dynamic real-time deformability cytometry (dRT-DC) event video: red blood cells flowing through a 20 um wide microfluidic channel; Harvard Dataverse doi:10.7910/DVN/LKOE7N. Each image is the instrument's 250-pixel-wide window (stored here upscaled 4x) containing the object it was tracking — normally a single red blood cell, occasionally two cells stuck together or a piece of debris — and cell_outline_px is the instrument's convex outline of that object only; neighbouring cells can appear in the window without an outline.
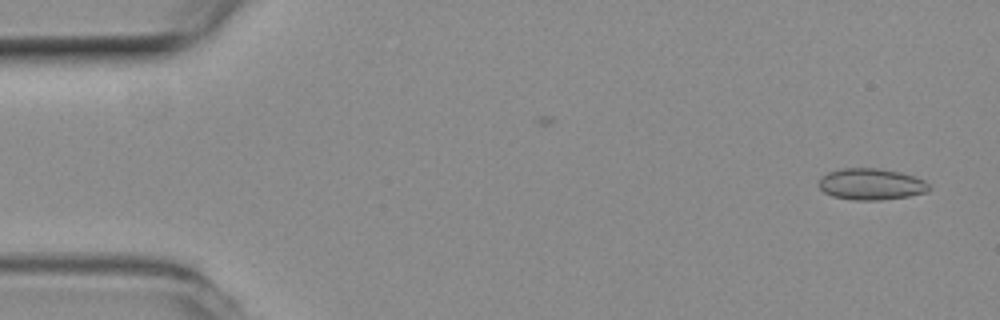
{"species": "common noctule bat (a hibernating species)", "species_latin": "Nyctalus noctula", "temperature_condition": "room temperature", "stored_images_in_passage": 2, "camera_frame_rate_fps": 3000, "um_per_image_px": 0.085, "animal": {"sex": "female", "body_mass_g": 19.3, "forearm_length_mm": 54.1}, "frame": {"image": 1, "passage_image": 2, "time_ms": 0.333, "image_size_px": [1000, 320], "cell_outline_px": [[932, 188], [928, 192], [908, 196], [880, 200], [852, 200], [832, 196], [824, 192], [816, 184], [820, 176], [828, 172], [844, 168], [880, 168], [900, 172], [924, 180]], "centroid_in_image_um": [74.01, 15.65], "position_along_channel_um": 11.0, "area_um2": 20.4}}